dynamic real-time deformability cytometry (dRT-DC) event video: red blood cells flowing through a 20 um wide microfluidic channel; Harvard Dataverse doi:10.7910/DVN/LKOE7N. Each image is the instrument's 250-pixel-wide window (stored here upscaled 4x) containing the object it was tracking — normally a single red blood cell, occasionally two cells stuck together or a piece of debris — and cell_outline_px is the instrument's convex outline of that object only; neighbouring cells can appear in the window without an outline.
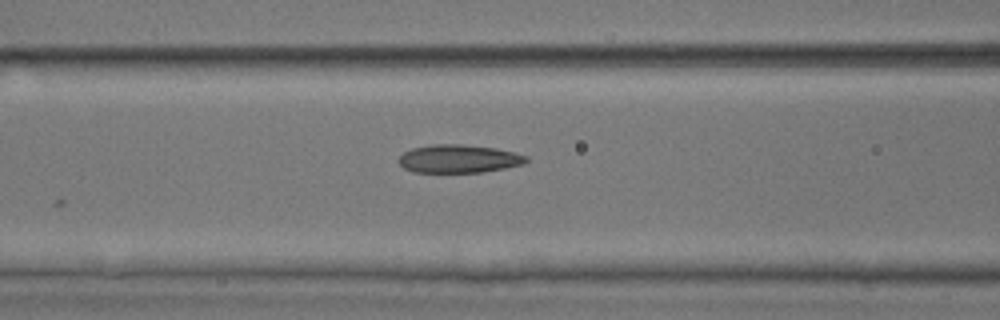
{"species": "common noctule bat (a hibernating species)", "species_latin": "Nyctalus noctula", "temperature_condition": "room temperature", "stored_images_in_passage": 29, "camera_frame_rate_fps": 3000, "um_per_image_px": 0.085, "animal": {"sex": "male", "body_mass_g": 17.9, "forearm_length_mm": 54.2}, "frame": {"image": 1, "passage_image": 22, "time_ms": 7.0, "image_size_px": [1000, 320], "cell_outline_px": [[528, 160], [524, 164], [504, 168], [480, 172], [412, 172], [404, 168], [396, 160], [404, 152], [412, 148], [432, 144], [460, 144], [496, 148], [528, 156]], "centroid_in_image_um": [38.96, 13.49], "position_along_channel_um": 127.6, "area_um2": 20.92}}
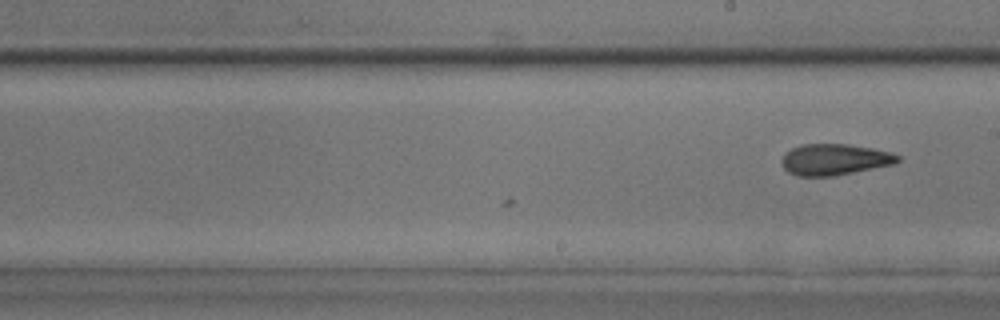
{"frame": {"image": 2, "passage_image": 29, "time_ms": 9.333, "image_size_px": [1000, 320], "cell_outline_px": [[900, 160], [896, 164], [836, 176], [796, 176], [788, 172], [784, 168], [780, 160], [792, 148], [800, 144], [848, 144], [872, 148], [888, 152], [900, 156]], "centroid_in_image_um": [70.95, 13.57], "position_along_channel_um": 218.1, "area_um2": 21.21}}